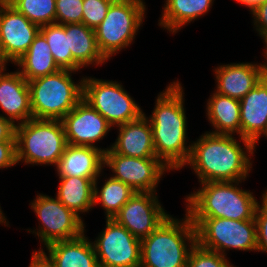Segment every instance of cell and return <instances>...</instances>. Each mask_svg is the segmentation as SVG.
I'll use <instances>...</instances> for the list:
<instances>
[{
  "instance_id": "12",
  "label": "cell",
  "mask_w": 267,
  "mask_h": 267,
  "mask_svg": "<svg viewBox=\"0 0 267 267\" xmlns=\"http://www.w3.org/2000/svg\"><path fill=\"white\" fill-rule=\"evenodd\" d=\"M91 241L100 267H140L141 240L114 219Z\"/></svg>"
},
{
  "instance_id": "27",
  "label": "cell",
  "mask_w": 267,
  "mask_h": 267,
  "mask_svg": "<svg viewBox=\"0 0 267 267\" xmlns=\"http://www.w3.org/2000/svg\"><path fill=\"white\" fill-rule=\"evenodd\" d=\"M103 172L94 181V206L100 205L105 212L106 219H113L121 207L136 192L129 185L109 176L105 178L103 185L99 188V179Z\"/></svg>"
},
{
  "instance_id": "29",
  "label": "cell",
  "mask_w": 267,
  "mask_h": 267,
  "mask_svg": "<svg viewBox=\"0 0 267 267\" xmlns=\"http://www.w3.org/2000/svg\"><path fill=\"white\" fill-rule=\"evenodd\" d=\"M56 0H15L13 6L39 27L55 23Z\"/></svg>"
},
{
  "instance_id": "21",
  "label": "cell",
  "mask_w": 267,
  "mask_h": 267,
  "mask_svg": "<svg viewBox=\"0 0 267 267\" xmlns=\"http://www.w3.org/2000/svg\"><path fill=\"white\" fill-rule=\"evenodd\" d=\"M85 234L75 239L53 242L44 248L40 245L37 251L54 267H100L93 244Z\"/></svg>"
},
{
  "instance_id": "34",
  "label": "cell",
  "mask_w": 267,
  "mask_h": 267,
  "mask_svg": "<svg viewBox=\"0 0 267 267\" xmlns=\"http://www.w3.org/2000/svg\"><path fill=\"white\" fill-rule=\"evenodd\" d=\"M16 165V141L0 142V169H8Z\"/></svg>"
},
{
  "instance_id": "40",
  "label": "cell",
  "mask_w": 267,
  "mask_h": 267,
  "mask_svg": "<svg viewBox=\"0 0 267 267\" xmlns=\"http://www.w3.org/2000/svg\"><path fill=\"white\" fill-rule=\"evenodd\" d=\"M260 37L263 40V43L265 44L264 51H263V57L265 58L264 59L265 62L264 63L261 62V64L267 70V32H264Z\"/></svg>"
},
{
  "instance_id": "6",
  "label": "cell",
  "mask_w": 267,
  "mask_h": 267,
  "mask_svg": "<svg viewBox=\"0 0 267 267\" xmlns=\"http://www.w3.org/2000/svg\"><path fill=\"white\" fill-rule=\"evenodd\" d=\"M15 137L17 164L55 167L68 145L61 120L29 119L16 125Z\"/></svg>"
},
{
  "instance_id": "35",
  "label": "cell",
  "mask_w": 267,
  "mask_h": 267,
  "mask_svg": "<svg viewBox=\"0 0 267 267\" xmlns=\"http://www.w3.org/2000/svg\"><path fill=\"white\" fill-rule=\"evenodd\" d=\"M253 28L259 36L267 32V1L257 6L252 12Z\"/></svg>"
},
{
  "instance_id": "8",
  "label": "cell",
  "mask_w": 267,
  "mask_h": 267,
  "mask_svg": "<svg viewBox=\"0 0 267 267\" xmlns=\"http://www.w3.org/2000/svg\"><path fill=\"white\" fill-rule=\"evenodd\" d=\"M196 227L197 243L227 256V250L257 251L255 219L190 218Z\"/></svg>"
},
{
  "instance_id": "23",
  "label": "cell",
  "mask_w": 267,
  "mask_h": 267,
  "mask_svg": "<svg viewBox=\"0 0 267 267\" xmlns=\"http://www.w3.org/2000/svg\"><path fill=\"white\" fill-rule=\"evenodd\" d=\"M206 101V117L213 127L208 132L240 137L239 100L213 91Z\"/></svg>"
},
{
  "instance_id": "28",
  "label": "cell",
  "mask_w": 267,
  "mask_h": 267,
  "mask_svg": "<svg viewBox=\"0 0 267 267\" xmlns=\"http://www.w3.org/2000/svg\"><path fill=\"white\" fill-rule=\"evenodd\" d=\"M40 32L46 38L57 65L61 69L74 71V58L69 48L65 25L57 23L44 25L40 27Z\"/></svg>"
},
{
  "instance_id": "26",
  "label": "cell",
  "mask_w": 267,
  "mask_h": 267,
  "mask_svg": "<svg viewBox=\"0 0 267 267\" xmlns=\"http://www.w3.org/2000/svg\"><path fill=\"white\" fill-rule=\"evenodd\" d=\"M82 177H59L56 197L68 209L75 212L82 219L81 214L94 209V181Z\"/></svg>"
},
{
  "instance_id": "43",
  "label": "cell",
  "mask_w": 267,
  "mask_h": 267,
  "mask_svg": "<svg viewBox=\"0 0 267 267\" xmlns=\"http://www.w3.org/2000/svg\"><path fill=\"white\" fill-rule=\"evenodd\" d=\"M263 136L267 138V128H266L265 132L262 134L261 137H263Z\"/></svg>"
},
{
  "instance_id": "1",
  "label": "cell",
  "mask_w": 267,
  "mask_h": 267,
  "mask_svg": "<svg viewBox=\"0 0 267 267\" xmlns=\"http://www.w3.org/2000/svg\"><path fill=\"white\" fill-rule=\"evenodd\" d=\"M236 135L206 131L192 141L189 166L199 183L247 180L252 172L254 144ZM241 142L243 145H241Z\"/></svg>"
},
{
  "instance_id": "20",
  "label": "cell",
  "mask_w": 267,
  "mask_h": 267,
  "mask_svg": "<svg viewBox=\"0 0 267 267\" xmlns=\"http://www.w3.org/2000/svg\"><path fill=\"white\" fill-rule=\"evenodd\" d=\"M118 135L110 149L117 154L136 158L157 157L152 126L143 114L139 119L116 126Z\"/></svg>"
},
{
  "instance_id": "15",
  "label": "cell",
  "mask_w": 267,
  "mask_h": 267,
  "mask_svg": "<svg viewBox=\"0 0 267 267\" xmlns=\"http://www.w3.org/2000/svg\"><path fill=\"white\" fill-rule=\"evenodd\" d=\"M40 27L29 21L13 6L0 3V44L15 64L29 49Z\"/></svg>"
},
{
  "instance_id": "24",
  "label": "cell",
  "mask_w": 267,
  "mask_h": 267,
  "mask_svg": "<svg viewBox=\"0 0 267 267\" xmlns=\"http://www.w3.org/2000/svg\"><path fill=\"white\" fill-rule=\"evenodd\" d=\"M214 0H166L158 26L175 35L200 17L211 11Z\"/></svg>"
},
{
  "instance_id": "17",
  "label": "cell",
  "mask_w": 267,
  "mask_h": 267,
  "mask_svg": "<svg viewBox=\"0 0 267 267\" xmlns=\"http://www.w3.org/2000/svg\"><path fill=\"white\" fill-rule=\"evenodd\" d=\"M240 102V137L254 144L267 128V75Z\"/></svg>"
},
{
  "instance_id": "14",
  "label": "cell",
  "mask_w": 267,
  "mask_h": 267,
  "mask_svg": "<svg viewBox=\"0 0 267 267\" xmlns=\"http://www.w3.org/2000/svg\"><path fill=\"white\" fill-rule=\"evenodd\" d=\"M68 144L100 148V143L113 126L82 99L62 119ZM99 146V147H98Z\"/></svg>"
},
{
  "instance_id": "11",
  "label": "cell",
  "mask_w": 267,
  "mask_h": 267,
  "mask_svg": "<svg viewBox=\"0 0 267 267\" xmlns=\"http://www.w3.org/2000/svg\"><path fill=\"white\" fill-rule=\"evenodd\" d=\"M111 169L112 178L129 185L136 192L157 193L162 176L171 170L157 157L136 158L114 153L110 148L104 153V168Z\"/></svg>"
},
{
  "instance_id": "42",
  "label": "cell",
  "mask_w": 267,
  "mask_h": 267,
  "mask_svg": "<svg viewBox=\"0 0 267 267\" xmlns=\"http://www.w3.org/2000/svg\"><path fill=\"white\" fill-rule=\"evenodd\" d=\"M15 0H0V3L6 4V5H11Z\"/></svg>"
},
{
  "instance_id": "5",
  "label": "cell",
  "mask_w": 267,
  "mask_h": 267,
  "mask_svg": "<svg viewBox=\"0 0 267 267\" xmlns=\"http://www.w3.org/2000/svg\"><path fill=\"white\" fill-rule=\"evenodd\" d=\"M75 73L61 69L28 81L34 119L61 120L83 99L84 76L75 82Z\"/></svg>"
},
{
  "instance_id": "18",
  "label": "cell",
  "mask_w": 267,
  "mask_h": 267,
  "mask_svg": "<svg viewBox=\"0 0 267 267\" xmlns=\"http://www.w3.org/2000/svg\"><path fill=\"white\" fill-rule=\"evenodd\" d=\"M0 108L15 125L33 118L28 81L18 70L0 75Z\"/></svg>"
},
{
  "instance_id": "2",
  "label": "cell",
  "mask_w": 267,
  "mask_h": 267,
  "mask_svg": "<svg viewBox=\"0 0 267 267\" xmlns=\"http://www.w3.org/2000/svg\"><path fill=\"white\" fill-rule=\"evenodd\" d=\"M170 82L155 100L152 114L145 117L150 121L155 153L171 171H179L188 162L192 142L187 136L185 93L181 82ZM187 140V141H186Z\"/></svg>"
},
{
  "instance_id": "7",
  "label": "cell",
  "mask_w": 267,
  "mask_h": 267,
  "mask_svg": "<svg viewBox=\"0 0 267 267\" xmlns=\"http://www.w3.org/2000/svg\"><path fill=\"white\" fill-rule=\"evenodd\" d=\"M144 1H114L104 20L95 29L98 49L107 61L133 44L147 14Z\"/></svg>"
},
{
  "instance_id": "32",
  "label": "cell",
  "mask_w": 267,
  "mask_h": 267,
  "mask_svg": "<svg viewBox=\"0 0 267 267\" xmlns=\"http://www.w3.org/2000/svg\"><path fill=\"white\" fill-rule=\"evenodd\" d=\"M55 7V23L62 25L82 23L83 0H56Z\"/></svg>"
},
{
  "instance_id": "30",
  "label": "cell",
  "mask_w": 267,
  "mask_h": 267,
  "mask_svg": "<svg viewBox=\"0 0 267 267\" xmlns=\"http://www.w3.org/2000/svg\"><path fill=\"white\" fill-rule=\"evenodd\" d=\"M226 256L201 247L198 243L191 249L187 267H233Z\"/></svg>"
},
{
  "instance_id": "38",
  "label": "cell",
  "mask_w": 267,
  "mask_h": 267,
  "mask_svg": "<svg viewBox=\"0 0 267 267\" xmlns=\"http://www.w3.org/2000/svg\"><path fill=\"white\" fill-rule=\"evenodd\" d=\"M235 1L242 4V6L249 8L248 10L252 12L257 6L266 2L267 0H235Z\"/></svg>"
},
{
  "instance_id": "31",
  "label": "cell",
  "mask_w": 267,
  "mask_h": 267,
  "mask_svg": "<svg viewBox=\"0 0 267 267\" xmlns=\"http://www.w3.org/2000/svg\"><path fill=\"white\" fill-rule=\"evenodd\" d=\"M114 0H83L82 23L95 30L106 17Z\"/></svg>"
},
{
  "instance_id": "4",
  "label": "cell",
  "mask_w": 267,
  "mask_h": 267,
  "mask_svg": "<svg viewBox=\"0 0 267 267\" xmlns=\"http://www.w3.org/2000/svg\"><path fill=\"white\" fill-rule=\"evenodd\" d=\"M197 243L196 227L189 215H170L147 237L141 239L140 267H187L191 249Z\"/></svg>"
},
{
  "instance_id": "41",
  "label": "cell",
  "mask_w": 267,
  "mask_h": 267,
  "mask_svg": "<svg viewBox=\"0 0 267 267\" xmlns=\"http://www.w3.org/2000/svg\"><path fill=\"white\" fill-rule=\"evenodd\" d=\"M2 207L0 206V225H4V226H7V227H10L9 225V221L7 220V218L5 217V214L4 212L2 211L1 209Z\"/></svg>"
},
{
  "instance_id": "33",
  "label": "cell",
  "mask_w": 267,
  "mask_h": 267,
  "mask_svg": "<svg viewBox=\"0 0 267 267\" xmlns=\"http://www.w3.org/2000/svg\"><path fill=\"white\" fill-rule=\"evenodd\" d=\"M261 204L259 203L255 211V221L257 228V251L267 254V189L263 191Z\"/></svg>"
},
{
  "instance_id": "25",
  "label": "cell",
  "mask_w": 267,
  "mask_h": 267,
  "mask_svg": "<svg viewBox=\"0 0 267 267\" xmlns=\"http://www.w3.org/2000/svg\"><path fill=\"white\" fill-rule=\"evenodd\" d=\"M27 80L54 74L61 70L52 56L44 35L39 31L28 51L14 64Z\"/></svg>"
},
{
  "instance_id": "39",
  "label": "cell",
  "mask_w": 267,
  "mask_h": 267,
  "mask_svg": "<svg viewBox=\"0 0 267 267\" xmlns=\"http://www.w3.org/2000/svg\"><path fill=\"white\" fill-rule=\"evenodd\" d=\"M11 62L7 56L4 53L3 47L0 44V75L6 73L5 71H7L6 69V65L7 63Z\"/></svg>"
},
{
  "instance_id": "16",
  "label": "cell",
  "mask_w": 267,
  "mask_h": 267,
  "mask_svg": "<svg viewBox=\"0 0 267 267\" xmlns=\"http://www.w3.org/2000/svg\"><path fill=\"white\" fill-rule=\"evenodd\" d=\"M215 92L241 100L267 74L261 63H230L214 68Z\"/></svg>"
},
{
  "instance_id": "22",
  "label": "cell",
  "mask_w": 267,
  "mask_h": 267,
  "mask_svg": "<svg viewBox=\"0 0 267 267\" xmlns=\"http://www.w3.org/2000/svg\"><path fill=\"white\" fill-rule=\"evenodd\" d=\"M68 43L74 58V71L107 63L98 49L95 30L83 23L65 24ZM84 67V68H83Z\"/></svg>"
},
{
  "instance_id": "10",
  "label": "cell",
  "mask_w": 267,
  "mask_h": 267,
  "mask_svg": "<svg viewBox=\"0 0 267 267\" xmlns=\"http://www.w3.org/2000/svg\"><path fill=\"white\" fill-rule=\"evenodd\" d=\"M29 205L40 225L38 229L26 230L28 233L35 234L40 239V243H43V247L56 241L78 238L87 232L84 220L68 209L56 196L54 198L38 193Z\"/></svg>"
},
{
  "instance_id": "37",
  "label": "cell",
  "mask_w": 267,
  "mask_h": 267,
  "mask_svg": "<svg viewBox=\"0 0 267 267\" xmlns=\"http://www.w3.org/2000/svg\"><path fill=\"white\" fill-rule=\"evenodd\" d=\"M31 257L29 267H54L40 251L34 250Z\"/></svg>"
},
{
  "instance_id": "3",
  "label": "cell",
  "mask_w": 267,
  "mask_h": 267,
  "mask_svg": "<svg viewBox=\"0 0 267 267\" xmlns=\"http://www.w3.org/2000/svg\"><path fill=\"white\" fill-rule=\"evenodd\" d=\"M240 181L200 183L197 191L185 196V211L190 218L255 219L260 203L254 193L242 189Z\"/></svg>"
},
{
  "instance_id": "19",
  "label": "cell",
  "mask_w": 267,
  "mask_h": 267,
  "mask_svg": "<svg viewBox=\"0 0 267 267\" xmlns=\"http://www.w3.org/2000/svg\"><path fill=\"white\" fill-rule=\"evenodd\" d=\"M109 148L68 144L55 167L57 176L97 179L104 172V153Z\"/></svg>"
},
{
  "instance_id": "13",
  "label": "cell",
  "mask_w": 267,
  "mask_h": 267,
  "mask_svg": "<svg viewBox=\"0 0 267 267\" xmlns=\"http://www.w3.org/2000/svg\"><path fill=\"white\" fill-rule=\"evenodd\" d=\"M158 198L157 193L135 192L113 219L141 240L170 216Z\"/></svg>"
},
{
  "instance_id": "36",
  "label": "cell",
  "mask_w": 267,
  "mask_h": 267,
  "mask_svg": "<svg viewBox=\"0 0 267 267\" xmlns=\"http://www.w3.org/2000/svg\"><path fill=\"white\" fill-rule=\"evenodd\" d=\"M16 125L0 115V142L16 141Z\"/></svg>"
},
{
  "instance_id": "9",
  "label": "cell",
  "mask_w": 267,
  "mask_h": 267,
  "mask_svg": "<svg viewBox=\"0 0 267 267\" xmlns=\"http://www.w3.org/2000/svg\"><path fill=\"white\" fill-rule=\"evenodd\" d=\"M83 99L113 127L135 121L144 114L139 104L118 81L85 76Z\"/></svg>"
}]
</instances>
